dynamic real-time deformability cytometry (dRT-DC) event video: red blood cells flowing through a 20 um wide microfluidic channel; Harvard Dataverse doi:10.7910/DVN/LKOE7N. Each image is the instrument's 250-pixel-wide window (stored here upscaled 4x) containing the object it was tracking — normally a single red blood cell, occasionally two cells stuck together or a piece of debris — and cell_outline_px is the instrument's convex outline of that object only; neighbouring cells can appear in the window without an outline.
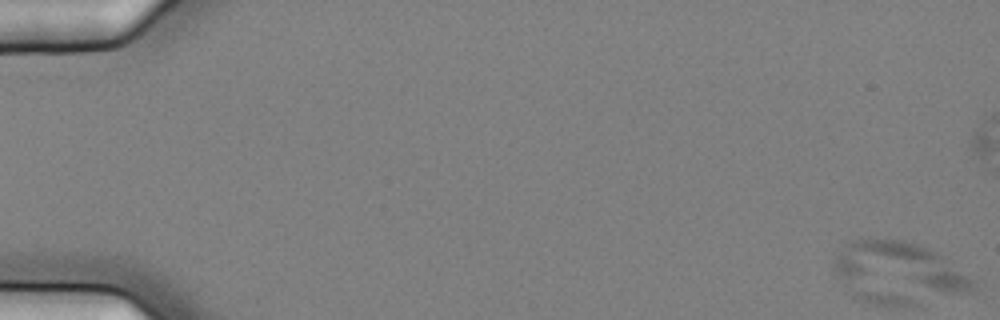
{"species": "common noctule bat (a hibernating species)", "species_latin": "Nyctalus noctula", "temperature_condition": "cold", "stored_images_in_passage": 6, "camera_frame_rate_fps": 3000, "um_per_image_px": 0.085, "animal": {"sex": "female", "body_mass_g": 25.1}, "frame": {"image": 1, "passage_image": 1, "time_ms": 0.0, "image_size_px": [1000, 320], "cell_outline_px": [[980, 288], [964, 292], [948, 292], [836, 276], [832, 272], [832, 264], [836, 256], [844, 244], [860, 236], [904, 240], [920, 244], [944, 256], [976, 280]], "centroid_in_image_um": [76.54, 22.55], "position_along_channel_um": 8.5, "area_um2": 38.15}}